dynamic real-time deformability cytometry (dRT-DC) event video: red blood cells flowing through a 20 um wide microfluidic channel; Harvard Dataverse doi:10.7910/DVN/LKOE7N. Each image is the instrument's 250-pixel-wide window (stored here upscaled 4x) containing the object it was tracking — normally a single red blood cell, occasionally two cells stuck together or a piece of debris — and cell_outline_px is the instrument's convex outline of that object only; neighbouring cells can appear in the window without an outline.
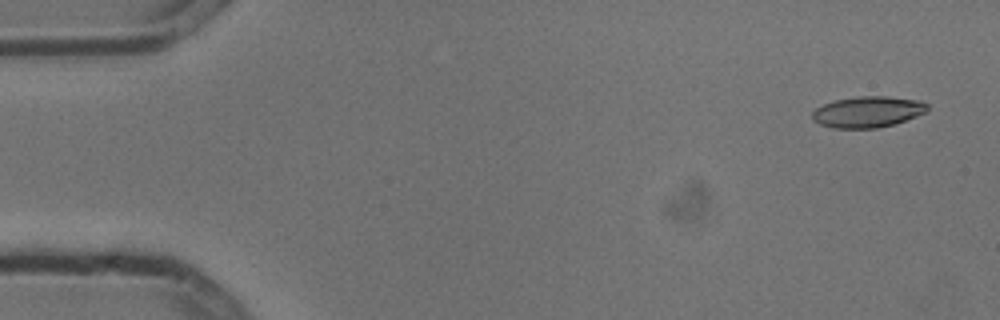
{"species": "common noctule bat (a hibernating species)", "species_latin": "Nyctalus noctula", "temperature_condition": "cold", "stored_images_in_passage": 4, "camera_frame_rate_fps": 3000, "um_per_image_px": 0.085, "animal": {"sex": "male", "body_mass_g": 13.3}, "frame": {"image": 1, "passage_image": 1, "time_ms": 0.0, "image_size_px": [1000, 320], "cell_outline_px": [[928, 112], [892, 124], [876, 128], [836, 128], [820, 124], [812, 120], [812, 112], [816, 108], [824, 104], [836, 100], [856, 96], [888, 96], [920, 100], [928, 104]], "centroid_in_image_um": [73.77, 9.49], "position_along_channel_um": 11.2, "area_um2": 20.81}}
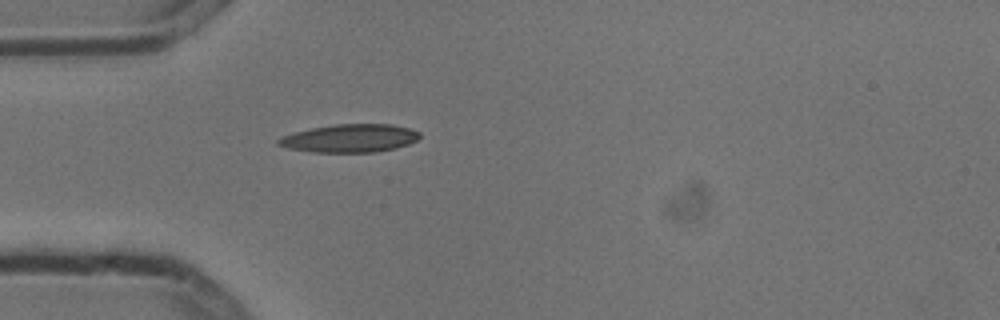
{"frame": {"image": 2, "passage_image": 4, "time_ms": 1.0, "image_size_px": [1000, 320], "cell_outline_px": [[420, 136], [416, 140], [408, 144], [396, 148], [376, 152], [312, 152], [288, 148], [276, 144], [276, 140], [280, 136], [312, 128], [332, 124], [392, 124], [408, 128], [420, 132]], "centroid_in_image_um": [29.72, 11.75], "position_along_channel_um": 55.3, "area_um2": 23.18}}